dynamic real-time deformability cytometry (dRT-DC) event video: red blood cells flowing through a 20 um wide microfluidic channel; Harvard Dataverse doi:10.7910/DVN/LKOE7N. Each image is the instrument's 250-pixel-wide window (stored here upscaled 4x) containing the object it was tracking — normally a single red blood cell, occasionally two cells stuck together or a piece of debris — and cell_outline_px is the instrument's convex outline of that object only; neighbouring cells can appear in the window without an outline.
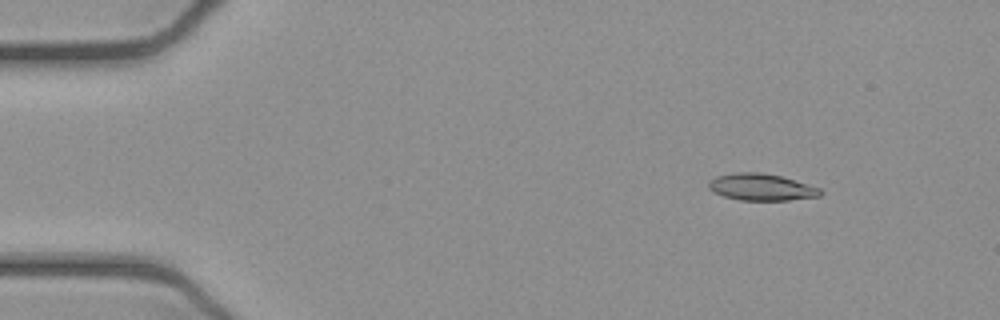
{"species": "common noctule bat (a hibernating species)", "species_latin": "Nyctalus noctula", "temperature_condition": "cold", "stored_images_in_passage": 53, "camera_frame_rate_fps": 3000, "um_per_image_px": 0.085, "animal": {"sex": "female", "body_mass_g": 21.9}, "frame": {"image": 1, "passage_image": 7, "time_ms": 2.0, "image_size_px": [1000, 320], "cell_outline_px": [[824, 192], [820, 196], [788, 200], [740, 200], [724, 196], [708, 188], [708, 180], [716, 176], [736, 172], [760, 172], [780, 176], [820, 188]], "centroid_in_image_um": [64.7, 15.9], "position_along_channel_um": 20.3, "area_um2": 17.34}}
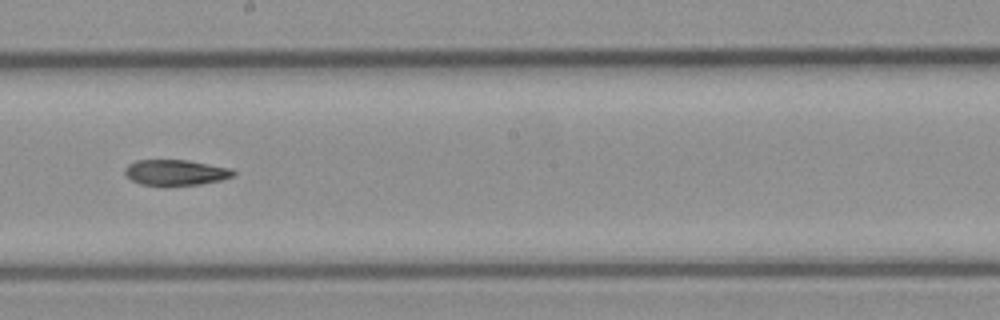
{"frame": {"image": 2, "passage_image": 30, "time_ms": 9.667, "image_size_px": [1000, 320], "cell_outline_px": [[236, 172], [232, 176], [220, 180], [200, 184], [164, 188], [140, 184], [132, 180], [124, 172], [124, 168], [128, 164], [136, 160], [188, 160], [232, 168]], "centroid_in_image_um": [14.9, 14.69], "position_along_channel_um": 233.3, "area_um2": 16.76}}
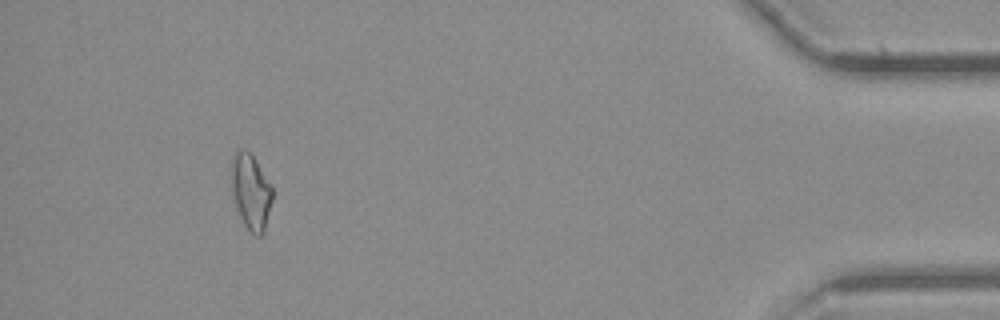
{"frame": {"image": 3, "passage_image": 49, "time_ms": 16.0, "image_size_px": [1000, 320], "cell_outline_px": [[272, 200], [264, 232], [260, 236], [256, 236], [244, 224], [236, 208], [232, 192], [228, 172], [228, 168], [232, 152], [236, 148], [244, 148], [252, 152], [272, 188]], "centroid_in_image_um": [21.25, 16.17], "position_along_channel_um": 414.0, "area_um2": 18.79}}